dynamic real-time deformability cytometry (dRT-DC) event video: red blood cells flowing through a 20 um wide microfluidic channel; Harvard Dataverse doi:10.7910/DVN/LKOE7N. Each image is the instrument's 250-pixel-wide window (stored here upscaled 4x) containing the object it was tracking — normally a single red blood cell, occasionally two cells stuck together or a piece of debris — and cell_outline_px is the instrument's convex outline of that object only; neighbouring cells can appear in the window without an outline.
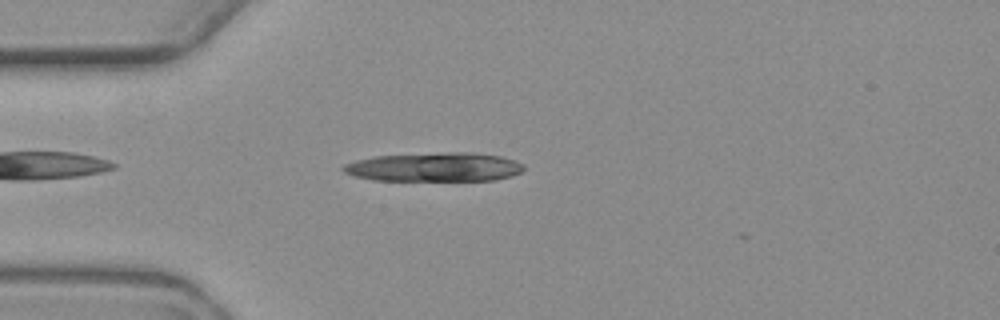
{"species": "common noctule bat (a hibernating species)", "species_latin": "Nyctalus noctula", "temperature_condition": "warm", "stored_images_in_passage": 2, "camera_frame_rate_fps": 3000, "um_per_image_px": 0.085, "animal": {"sex": "female", "body_mass_g": 19.3, "forearm_length_mm": 54.1}, "frame": {"image": 1, "passage_image": 2, "time_ms": 1.333, "image_size_px": [1000, 320], "cell_outline_px": [[524, 168], [520, 172], [512, 176], [496, 180], [372, 180], [356, 176], [344, 172], [340, 168], [344, 164], [356, 160], [372, 156], [444, 152], [472, 152], [500, 156], [524, 164]], "centroid_in_image_um": [36.91, 14.19], "position_along_channel_um": 48.1, "area_um2": 30.52}}